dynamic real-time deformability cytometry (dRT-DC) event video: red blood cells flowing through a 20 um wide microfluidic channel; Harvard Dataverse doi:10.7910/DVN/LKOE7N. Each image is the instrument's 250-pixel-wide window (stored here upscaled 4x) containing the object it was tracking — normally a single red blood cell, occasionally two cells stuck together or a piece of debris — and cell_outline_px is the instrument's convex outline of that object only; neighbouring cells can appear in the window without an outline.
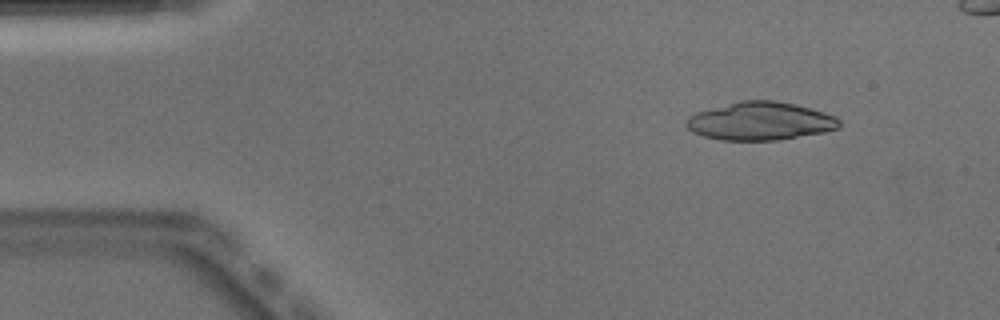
{"species": "Egyptian fruit bat (a non-hibernating species)", "species_latin": "Rousettus aegyptiacus", "temperature_condition": "warm", "stored_images_in_passage": 43, "camera_frame_rate_fps": 3000, "um_per_image_px": 0.085, "animal": {"sex": "male"}, "frame": {"image": 1, "passage_image": 1, "time_ms": 0.0, "image_size_px": [1000, 320], "cell_outline_px": [[840, 128], [824, 132], [776, 140], [720, 140], [704, 136], [692, 132], [684, 124], [684, 120], [688, 116], [696, 112], [740, 100], [776, 100], [796, 104], [824, 112], [836, 116], [840, 120]], "centroid_in_image_um": [64.61, 10.29], "position_along_channel_um": 20.4, "area_um2": 34.22}}